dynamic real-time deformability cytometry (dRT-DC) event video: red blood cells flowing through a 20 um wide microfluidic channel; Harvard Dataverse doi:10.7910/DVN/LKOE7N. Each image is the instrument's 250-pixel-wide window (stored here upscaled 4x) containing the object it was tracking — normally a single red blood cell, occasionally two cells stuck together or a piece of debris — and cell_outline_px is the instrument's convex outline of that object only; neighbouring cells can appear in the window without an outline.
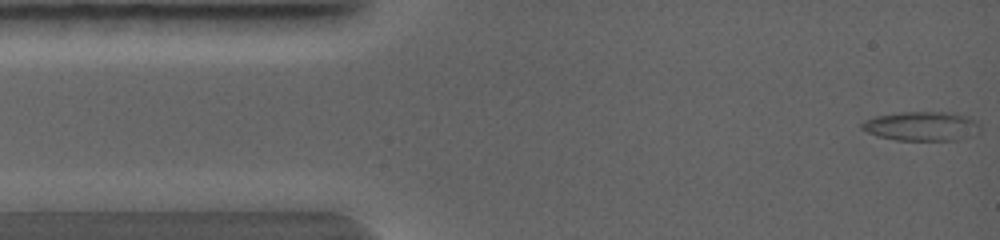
{"species": "common noctule bat (a hibernating species)", "species_latin": "Nyctalus noctula", "temperature_condition": "warm", "stored_images_in_passage": 18, "segment_of_instrument_passage": [1, 2], "camera_frame_rate_fps": 5000, "um_per_image_px": 0.085, "animal": {"sex": "female", "body_mass_g": 19.0, "forearm_length_mm": 56.7}, "frame": {"image": 1, "passage_image": 1, "time_ms": 0.0, "image_size_px": [1000, 240], "cell_outline_px": [[980, 128], [968, 136], [956, 140], [896, 140], [876, 136], [860, 128], [860, 124], [864, 120], [876, 116], [900, 112], [944, 112], [968, 116], [980, 124]], "centroid_in_image_um": [78.28, 10.72], "position_along_channel_um": 6.7, "area_um2": 20.0}}
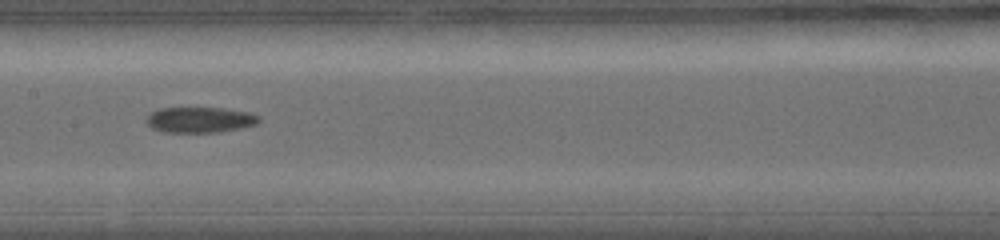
{"frame": {"image": 2, "passage_image": 8, "time_ms": 4.2, "image_size_px": [1000, 240], "cell_outline_px": [[260, 120], [256, 124], [240, 128], [220, 132], [164, 132], [152, 128], [144, 120], [152, 112], [160, 108], [224, 108], [248, 112], [260, 116]], "centroid_in_image_um": [17.0, 10.18], "position_along_channel_um": 190.4, "area_um2": 16.76}}
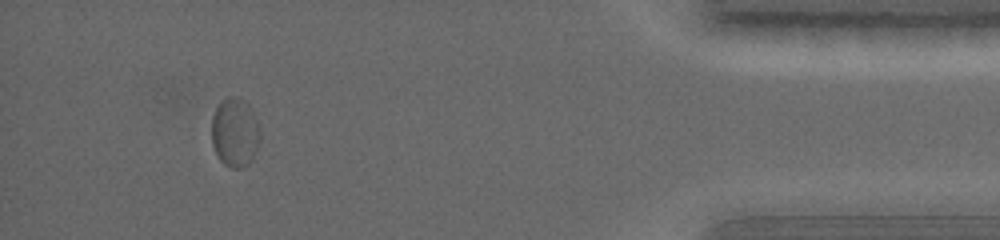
{"frame": {"image": 3, "passage_image": 16, "time_ms": 8.6, "image_size_px": [1000, 240], "cell_outline_px": [[260, 140], [256, 152], [252, 160], [248, 164], [240, 168], [232, 168], [224, 164], [220, 160], [212, 144], [212, 116], [220, 100], [228, 96], [236, 96], [244, 100], [252, 108], [260, 128]], "centroid_in_image_um": [19.98, 11.23], "position_along_channel_um": 415.2, "area_um2": 19.83}}